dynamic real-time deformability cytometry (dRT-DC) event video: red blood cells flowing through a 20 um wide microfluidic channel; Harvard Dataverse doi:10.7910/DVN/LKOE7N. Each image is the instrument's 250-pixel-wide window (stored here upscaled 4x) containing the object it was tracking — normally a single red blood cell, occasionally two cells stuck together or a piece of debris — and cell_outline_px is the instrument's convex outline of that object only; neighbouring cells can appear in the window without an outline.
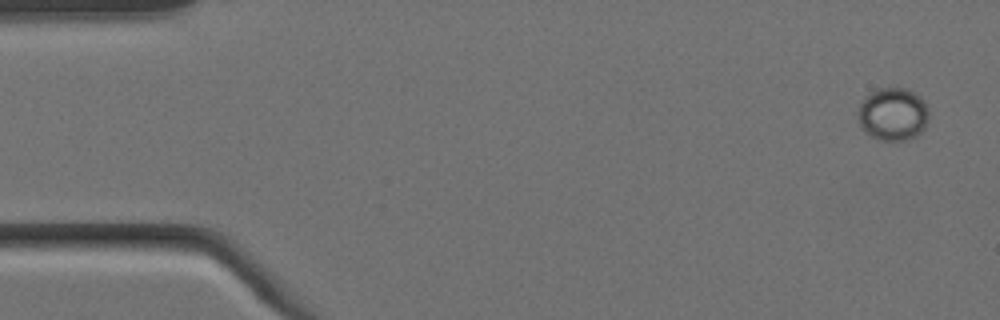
{"species": "Egyptian fruit bat (a non-hibernating species)", "species_latin": "Rousettus aegyptiacus", "temperature_condition": "cold", "stored_images_in_passage": 4, "camera_frame_rate_fps": 3000, "um_per_image_px": 0.085, "animal": {"sex": "female"}, "frame": {"image": 1, "passage_image": 1, "time_ms": 0.0, "image_size_px": [1000, 320], "cell_outline_px": [[928, 120], [924, 128], [916, 136], [908, 140], [880, 140], [864, 132], [860, 128], [860, 104], [876, 88], [908, 88], [920, 96], [924, 100], [928, 108]], "centroid_in_image_um": [75.94, 9.7], "position_along_channel_um": 9.1, "area_um2": 21.73}}
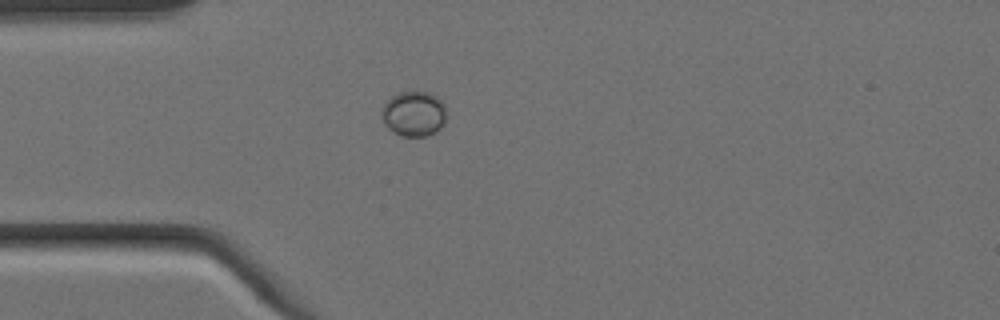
{"frame": {"image": 2, "passage_image": 4, "time_ms": 1.0, "image_size_px": [1000, 320], "cell_outline_px": [[444, 120], [440, 128], [436, 132], [424, 136], [400, 136], [392, 132], [384, 124], [384, 104], [392, 96], [400, 92], [428, 92], [436, 96], [444, 104]], "centroid_in_image_um": [35.18, 9.68], "position_along_channel_um": 49.8, "area_um2": 16.65}}